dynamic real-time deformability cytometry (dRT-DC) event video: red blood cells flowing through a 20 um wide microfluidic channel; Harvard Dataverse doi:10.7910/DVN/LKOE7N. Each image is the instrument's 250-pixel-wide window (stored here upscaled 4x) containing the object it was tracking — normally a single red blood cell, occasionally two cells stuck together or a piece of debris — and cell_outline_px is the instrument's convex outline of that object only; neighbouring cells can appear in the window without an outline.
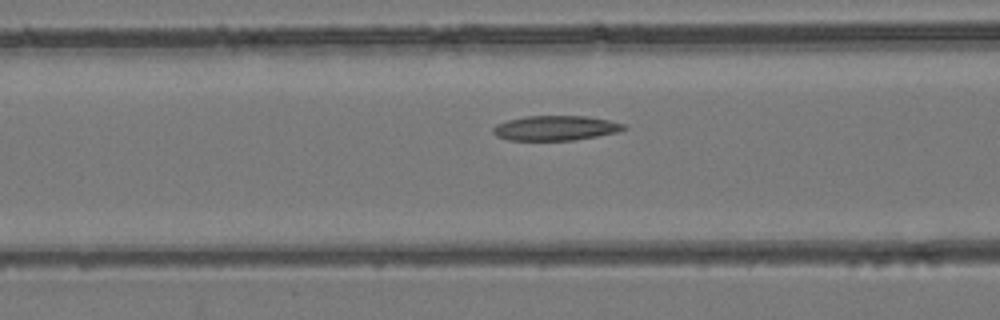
{"species": "common noctule bat (a hibernating species)", "species_latin": "Nyctalus noctula", "temperature_condition": "room temperature", "stored_images_in_passage": 44, "camera_frame_rate_fps": 3000, "um_per_image_px": 0.085, "animal": {"sex": "female", "body_mass_g": 24.6, "forearm_length_mm": 56.2}, "frame": {"image": 1, "passage_image": 16, "time_ms": 5.0, "image_size_px": [1000, 320], "cell_outline_px": [[628, 128], [616, 132], [596, 136], [572, 140], [508, 140], [496, 136], [492, 132], [492, 128], [496, 124], [508, 120], [524, 116], [588, 116], [608, 120], [624, 124]], "centroid_in_image_um": [47.18, 10.88], "position_along_channel_um": 119.4, "area_um2": 18.84}}
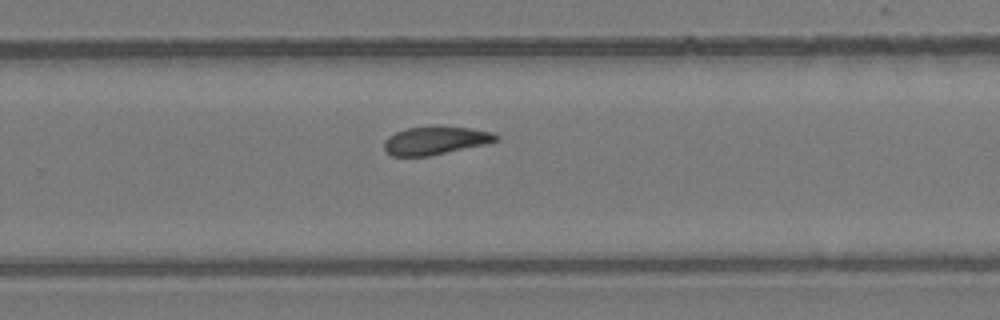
{"frame": {"image": 2, "passage_image": 28, "time_ms": 9.0, "image_size_px": [1000, 320], "cell_outline_px": [[496, 140], [488, 144], [428, 156], [392, 156], [384, 148], [384, 140], [388, 136], [396, 132], [408, 128], [468, 128], [492, 132], [496, 136]], "centroid_in_image_um": [36.98, 11.98], "position_along_channel_um": 292.8, "area_um2": 17.69}}
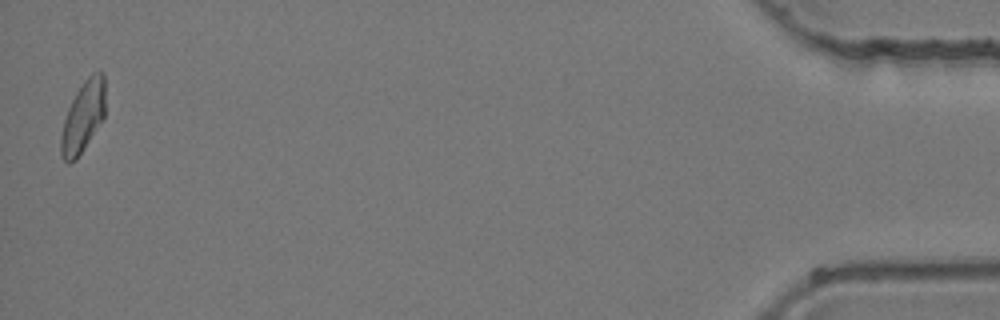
{"frame": {"image": 3, "passage_image": 44, "time_ms": 14.333, "image_size_px": [1000, 320], "cell_outline_px": [[104, 120], [76, 160], [68, 164], [60, 156], [60, 136], [64, 120], [68, 108], [76, 92], [84, 80], [92, 72], [104, 72]], "centroid_in_image_um": [7.05, 9.96], "position_along_channel_um": 428.1, "area_um2": 18.55}}